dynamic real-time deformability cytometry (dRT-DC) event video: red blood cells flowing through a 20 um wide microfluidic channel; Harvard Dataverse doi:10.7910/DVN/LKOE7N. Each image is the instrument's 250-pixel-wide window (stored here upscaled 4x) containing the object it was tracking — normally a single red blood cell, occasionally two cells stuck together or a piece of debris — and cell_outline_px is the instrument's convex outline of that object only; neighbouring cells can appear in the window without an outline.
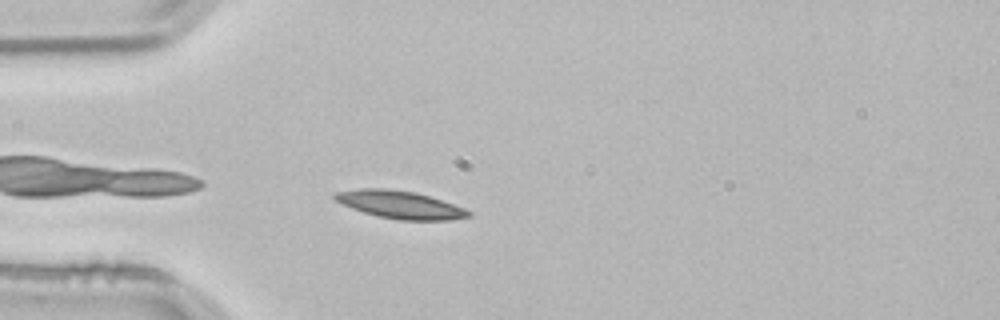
{"species": "common noctule bat (a hibernating species)", "species_latin": "Nyctalus noctula", "temperature_condition": "room temperature", "stored_images_in_passage": 36, "camera_frame_rate_fps": 3000, "um_per_image_px": 0.085, "animal": {"sex": "male", "body_mass_g": 21.5, "forearm_length_mm": 52.0}, "frame": {"image": 1, "passage_image": 2, "time_ms": 0.333, "image_size_px": [1000, 320], "cell_outline_px": [[472, 216], [448, 220], [400, 220], [376, 216], [352, 208], [336, 200], [332, 196], [336, 192], [360, 188], [384, 188], [416, 192], [464, 208], [472, 212]], "centroid_in_image_um": [34.0, 17.4], "position_along_channel_um": 51.0, "area_um2": 21.39}}
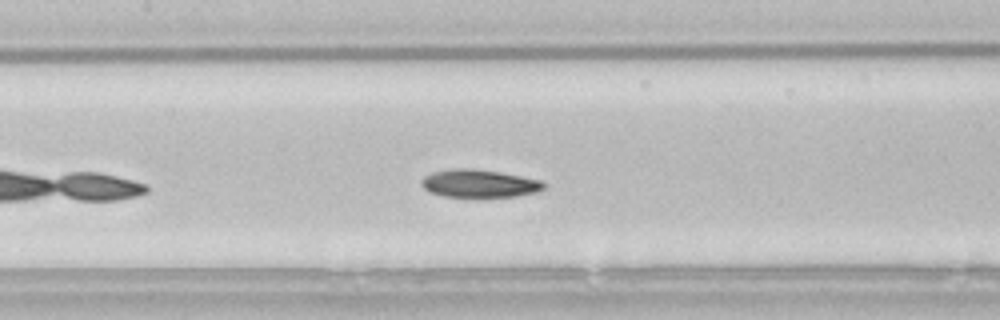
{"frame": {"image": 2, "passage_image": 12, "time_ms": 3.667, "image_size_px": [1000, 320], "cell_outline_px": [[544, 188], [536, 192], [516, 196], [444, 196], [428, 192], [420, 184], [420, 180], [424, 176], [432, 172], [452, 168], [468, 168], [496, 172], [520, 176], [540, 180], [544, 184]], "centroid_in_image_um": [40.66, 15.59], "position_along_channel_um": 166.7, "area_um2": 19.54}}
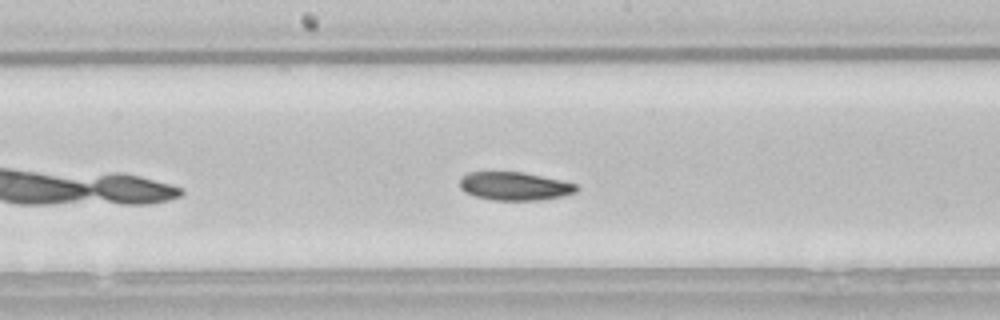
{"frame": {"image": 3, "passage_image": 15, "time_ms": 4.667, "image_size_px": [1000, 320], "cell_outline_px": [[580, 188], [576, 192], [560, 196], [540, 200], [492, 200], [476, 196], [464, 192], [460, 188], [460, 176], [468, 172], [520, 172], [560, 180], [576, 184]], "centroid_in_image_um": [43.7, 15.82], "position_along_channel_um": 204.5, "area_um2": 19.13}, "authors_computed_cell_mechanics": {"area_um2": 19.5364, "velocity_mm_per_s": 3.7999, "shape_relaxation_time_tau1_ms": 4.7163, "shape_relaxation_time_tau2_ms": null, "deformation_change_tau1": 0.1433, "deformation_change_tau2": null}}